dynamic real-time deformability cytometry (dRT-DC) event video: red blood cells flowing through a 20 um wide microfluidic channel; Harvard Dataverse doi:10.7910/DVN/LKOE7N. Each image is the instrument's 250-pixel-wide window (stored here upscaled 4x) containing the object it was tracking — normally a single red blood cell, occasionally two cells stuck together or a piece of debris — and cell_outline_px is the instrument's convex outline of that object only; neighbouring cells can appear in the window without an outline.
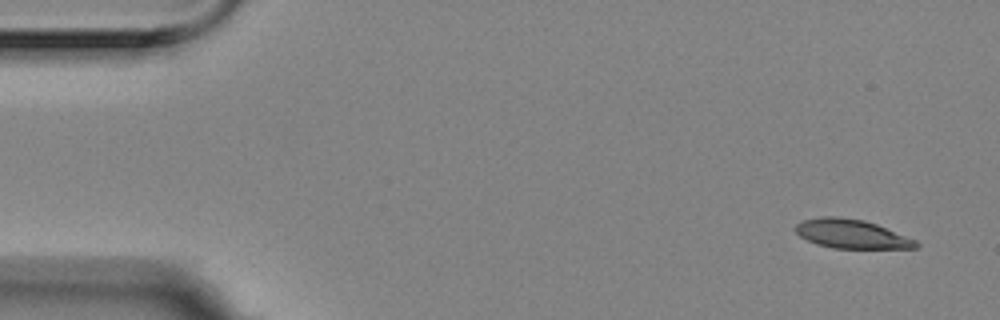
{"species": "Egyptian fruit bat (a non-hibernating species)", "species_latin": "Rousettus aegyptiacus", "temperature_condition": "room temperature", "stored_images_in_passage": 9, "camera_frame_rate_fps": 3000, "um_per_image_px": 0.085, "animal": {"sex": "female"}, "frame": {"image": 1, "passage_image": 1, "time_ms": 0.0, "image_size_px": [1000, 320], "cell_outline_px": [[920, 244], [916, 248], [832, 248], [816, 244], [800, 236], [796, 232], [796, 224], [804, 220], [824, 216], [836, 216], [864, 220], [876, 224], [916, 240]], "centroid_in_image_um": [72.38, 19.88], "position_along_channel_um": 12.6, "area_um2": 20.11}}
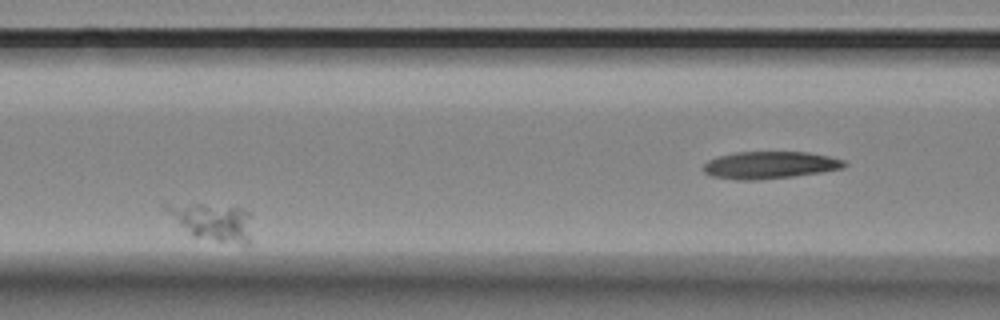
{"frame": {"image": 2, "passage_image": 6, "time_ms": 1.667, "image_size_px": [1000, 320], "cell_outline_px": [[252, 216], [248, 244], [244, 248], [192, 236], [164, 208], [164, 204], [200, 204], [240, 208], [248, 212]], "centroid_in_image_um": [18.17, 18.91], "position_along_channel_um": 148.4, "area_um2": 18.67}}
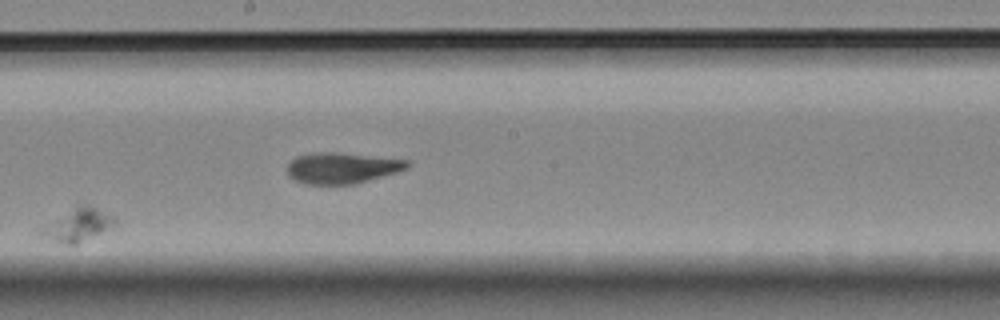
{"frame": {"image": 3, "passage_image": 9, "time_ms": 2.667, "image_size_px": [1000, 320], "cell_outline_px": [[116, 220], [112, 224], [100, 232], [76, 244], [68, 244], [36, 236], [32, 232], [76, 204], [88, 204], [112, 216]], "centroid_in_image_um": [6.42, 19.1], "position_along_channel_um": 241.8, "area_um2": 14.1}}